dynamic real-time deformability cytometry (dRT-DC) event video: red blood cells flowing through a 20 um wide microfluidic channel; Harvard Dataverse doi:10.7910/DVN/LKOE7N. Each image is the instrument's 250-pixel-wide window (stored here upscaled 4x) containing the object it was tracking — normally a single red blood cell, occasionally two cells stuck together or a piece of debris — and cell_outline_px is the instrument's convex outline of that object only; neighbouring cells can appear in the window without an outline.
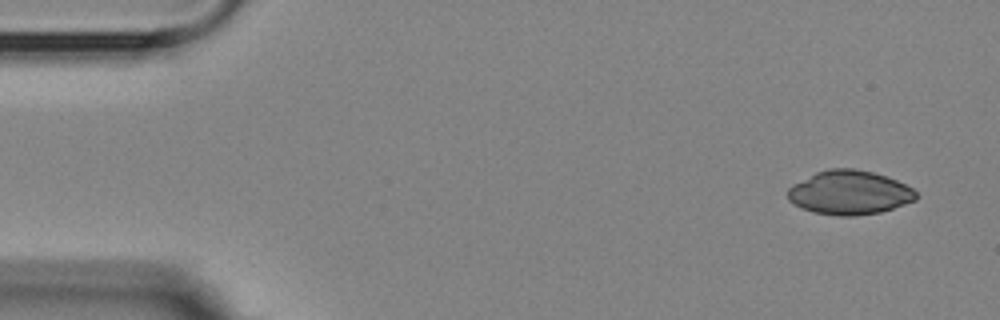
{"species": "Egyptian fruit bat (a non-hibernating species)", "species_latin": "Rousettus aegyptiacus", "temperature_condition": "room temperature", "stored_images_in_passage": 4, "camera_frame_rate_fps": 3000, "um_per_image_px": 0.085, "animal": {"sex": "female"}, "frame": {"image": 1, "passage_image": 1, "time_ms": 0.0, "image_size_px": [1000, 320], "cell_outline_px": [[916, 200], [880, 212], [856, 216], [840, 216], [812, 212], [788, 200], [788, 188], [792, 184], [816, 172], [828, 168], [852, 168], [872, 172], [896, 180], [912, 188], [916, 192]], "centroid_in_image_um": [72.18, 16.37], "position_along_channel_um": 12.8, "area_um2": 32.71}}